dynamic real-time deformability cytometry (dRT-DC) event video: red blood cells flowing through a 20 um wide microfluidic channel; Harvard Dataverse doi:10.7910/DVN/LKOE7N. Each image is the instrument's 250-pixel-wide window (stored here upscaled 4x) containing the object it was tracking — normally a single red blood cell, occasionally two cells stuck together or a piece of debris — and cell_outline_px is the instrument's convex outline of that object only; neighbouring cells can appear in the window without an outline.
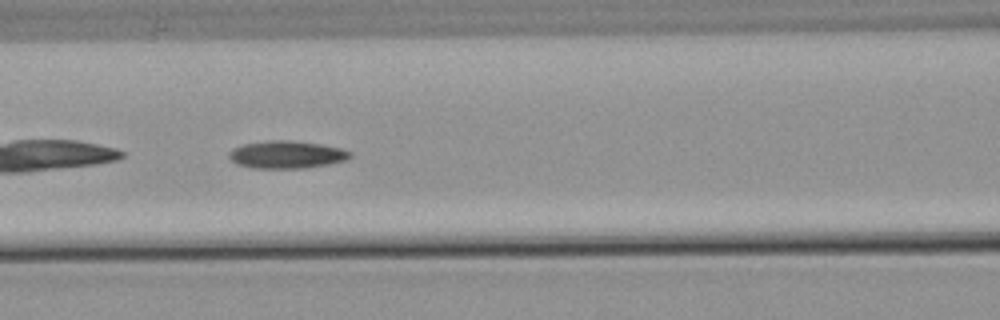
{"species": "common noctule bat (a hibernating species)", "species_latin": "Nyctalus noctula", "temperature_condition": "warm", "stored_images_in_passage": 38, "camera_frame_rate_fps": 3000, "um_per_image_px": 0.085, "animal": {"sex": "male", "body_mass_g": 21.5, "forearm_length_mm": 52.0}, "frame": {"image": 1, "passage_image": 7, "time_ms": 2.0, "image_size_px": [1000, 320], "cell_outline_px": [[352, 156], [348, 160], [328, 164], [304, 168], [252, 168], [236, 164], [228, 156], [228, 152], [232, 148], [244, 144], [268, 140], [288, 140], [320, 144], [344, 148], [352, 152]], "centroid_in_image_um": [24.38, 13.14], "position_along_channel_um": 142.2, "area_um2": 19.65}}
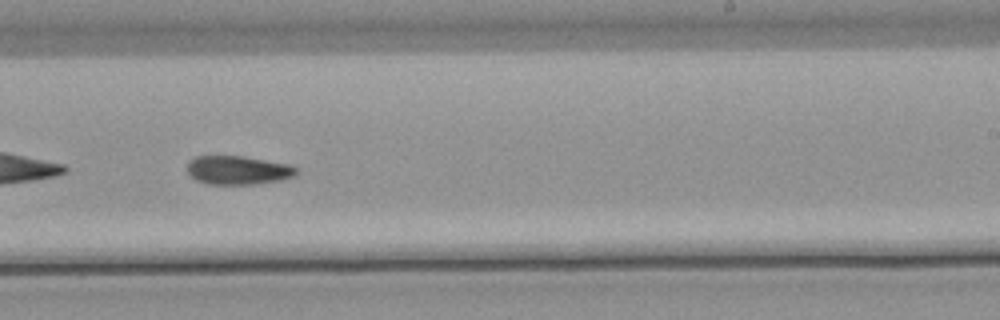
{"frame": {"image": 2, "passage_image": 17, "time_ms": 5.333, "image_size_px": [1000, 320], "cell_outline_px": [[300, 172], [296, 176], [280, 180], [256, 184], [208, 184], [196, 180], [188, 172], [188, 160], [196, 156], [244, 156], [292, 164], [300, 168]], "centroid_in_image_um": [20.32, 14.46], "position_along_channel_um": 268.7, "area_um2": 18.61}}
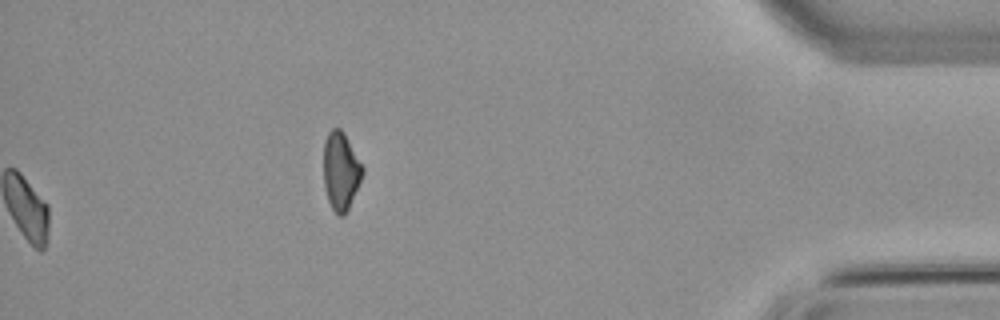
{"frame": {"image": 3, "passage_image": 38, "time_ms": 12.333, "image_size_px": [1000, 320], "cell_outline_px": [[364, 172], [348, 208], [344, 216], [340, 216], [332, 208], [328, 200], [324, 188], [324, 140], [328, 132], [332, 128], [340, 128], [344, 132], [364, 168]], "centroid_in_image_um": [28.96, 14.5], "position_along_channel_um": 406.2, "area_um2": 17.57}, "authors_computed_cell_mechanics": {"area_um2": 18.6116, "velocity_mm_per_s": 3.8091, "shape_relaxation_time_tau1_ms": null, "shape_relaxation_time_tau2_ms": 9.0998, "deformation_change_tau1": null, "deformation_change_tau2": 0.1609}}